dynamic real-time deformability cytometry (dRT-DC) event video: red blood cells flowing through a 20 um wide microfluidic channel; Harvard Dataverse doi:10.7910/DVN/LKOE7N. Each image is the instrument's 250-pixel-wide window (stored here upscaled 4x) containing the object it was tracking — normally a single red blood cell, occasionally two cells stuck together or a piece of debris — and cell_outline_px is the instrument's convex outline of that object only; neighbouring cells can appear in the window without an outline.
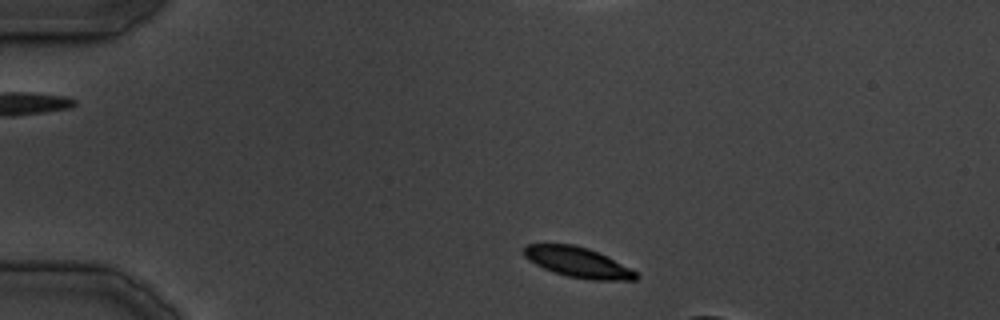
{"species": "common noctule bat (a hibernating species)", "species_latin": "Nyctalus noctula", "temperature_condition": "cold", "stored_images_in_passage": 8, "camera_frame_rate_fps": 3000, "um_per_image_px": 0.085, "animal": {"sex": "male", "body_mass_g": 19.5, "forearm_length_mm": 54.6}, "frame": {"image": 1, "passage_image": 3, "time_ms": 2.333, "image_size_px": [1000, 320], "cell_outline_px": [[640, 276], [636, 280], [592, 280], [568, 276], [544, 268], [528, 260], [524, 256], [520, 248], [524, 244], [572, 244], [588, 248], [636, 272]], "centroid_in_image_um": [49.04, 22.28], "position_along_channel_um": 36.0, "area_um2": 19.42}}